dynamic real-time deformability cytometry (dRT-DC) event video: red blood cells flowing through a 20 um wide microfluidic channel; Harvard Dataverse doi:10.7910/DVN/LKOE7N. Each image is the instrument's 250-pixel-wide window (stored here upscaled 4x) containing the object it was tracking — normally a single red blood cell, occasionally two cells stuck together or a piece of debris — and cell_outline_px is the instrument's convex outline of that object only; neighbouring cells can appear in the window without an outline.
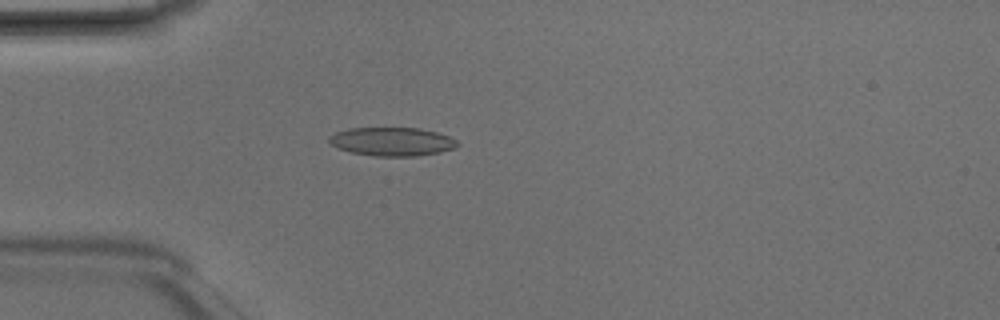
{"species": "Egyptian fruit bat (a non-hibernating species)", "species_latin": "Rousettus aegyptiacus", "temperature_condition": "room temperature", "stored_images_in_passage": 4, "camera_frame_rate_fps": 3000, "um_per_image_px": 0.085, "animal": {"sex": "male"}, "frame": {"image": 1, "passage_image": 4, "time_ms": 1.0, "image_size_px": [1000, 320], "cell_outline_px": [[460, 144], [456, 148], [440, 152], [416, 156], [376, 156], [352, 152], [336, 148], [328, 140], [328, 136], [336, 132], [348, 128], [420, 128], [436, 132], [448, 136], [456, 140]], "centroid_in_image_um": [33.32, 12.03], "position_along_channel_um": 51.7, "area_um2": 21.39}}